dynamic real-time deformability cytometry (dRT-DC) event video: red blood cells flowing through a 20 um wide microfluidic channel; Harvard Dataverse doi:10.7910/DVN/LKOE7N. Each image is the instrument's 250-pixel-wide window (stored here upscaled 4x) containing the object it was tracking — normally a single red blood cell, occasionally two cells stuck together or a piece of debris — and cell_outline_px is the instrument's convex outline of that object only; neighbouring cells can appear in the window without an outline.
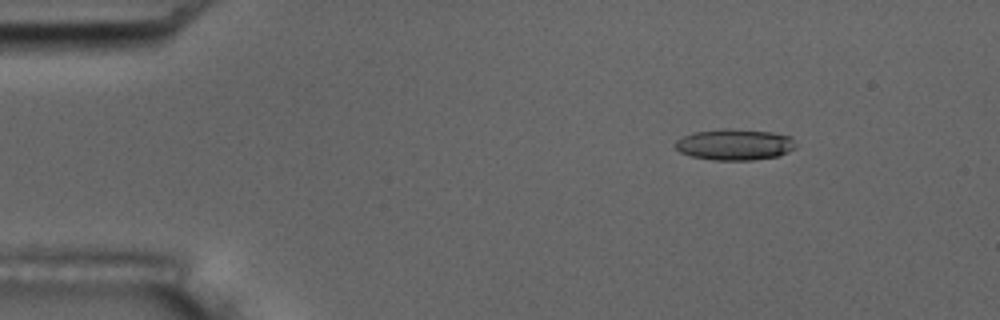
{"species": "common noctule bat (a hibernating species)", "species_latin": "Nyctalus noctula", "temperature_condition": "room temperature", "stored_images_in_passage": 10, "camera_frame_rate_fps": 3000, "um_per_image_px": 0.085, "animal": {"sex": "male", "body_mass_g": 17.5, "forearm_length_mm": 52.3}, "frame": {"image": 1, "passage_image": 2, "time_ms": 1.333, "image_size_px": [1000, 320], "cell_outline_px": [[796, 148], [780, 156], [752, 160], [712, 160], [692, 156], [680, 152], [676, 148], [676, 140], [692, 132], [724, 128], [732, 128], [772, 132], [792, 136], [796, 144]], "centroid_in_image_um": [62.49, 12.28], "position_along_channel_um": 22.5, "area_um2": 22.14}}
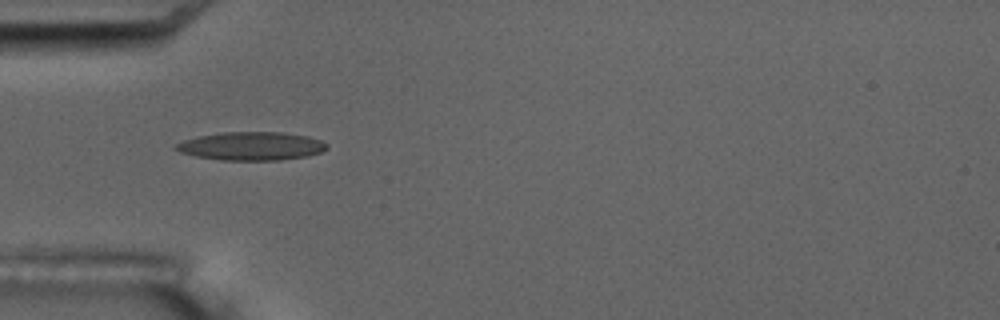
{"frame": {"image": 2, "passage_image": 5, "time_ms": 4.667, "image_size_px": [1000, 320], "cell_outline_px": [[328, 148], [320, 152], [308, 156], [280, 160], [220, 160], [196, 156], [180, 152], [172, 148], [176, 144], [184, 140], [200, 136], [220, 132], [280, 132], [308, 136], [320, 140], [328, 144]], "centroid_in_image_um": [21.37, 12.42], "position_along_channel_um": 63.6, "area_um2": 24.97}}